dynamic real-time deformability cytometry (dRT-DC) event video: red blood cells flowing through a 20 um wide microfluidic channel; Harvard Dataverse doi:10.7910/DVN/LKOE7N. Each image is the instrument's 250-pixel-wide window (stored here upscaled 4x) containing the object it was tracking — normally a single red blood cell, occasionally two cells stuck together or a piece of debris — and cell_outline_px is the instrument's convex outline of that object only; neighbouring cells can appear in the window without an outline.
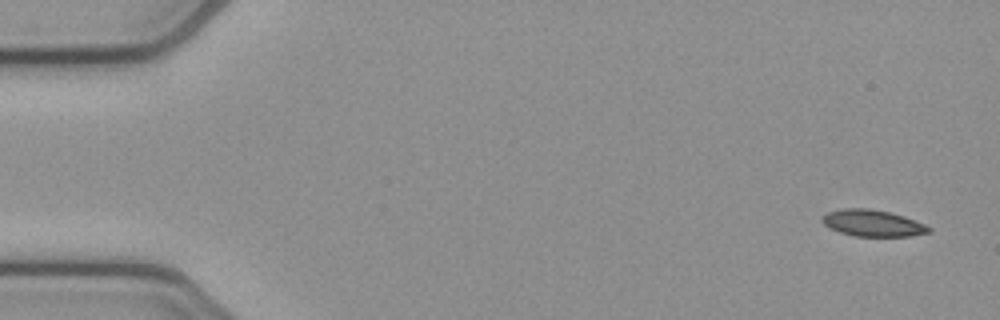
{"species": "common noctule bat (a hibernating species)", "species_latin": "Nyctalus noctula", "temperature_condition": "cold", "stored_images_in_passage": 4, "camera_frame_rate_fps": 3000, "um_per_image_px": 0.085, "animal": {"sex": "female", "body_mass_g": 21.9}, "frame": {"image": 1, "passage_image": 1, "time_ms": 0.0, "image_size_px": [1000, 320], "cell_outline_px": [[932, 232], [908, 236], [856, 236], [840, 232], [828, 228], [820, 220], [820, 216], [828, 212], [840, 208], [868, 208], [888, 212], [904, 216], [924, 224], [932, 228]], "centroid_in_image_um": [74.14, 18.96], "position_along_channel_um": 10.9, "area_um2": 16.59}}
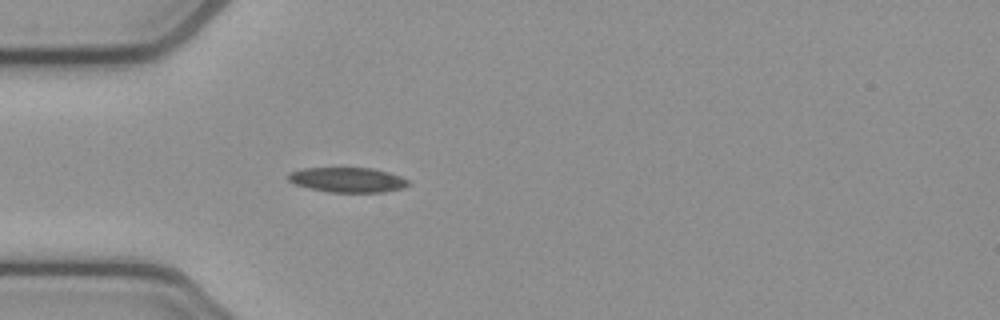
{"frame": {"image": 2, "passage_image": 4, "time_ms": 1.0, "image_size_px": [1000, 320], "cell_outline_px": [[408, 184], [404, 188], [384, 192], [328, 192], [296, 184], [288, 180], [288, 172], [304, 168], [372, 168], [388, 172], [400, 176], [408, 180]], "centroid_in_image_um": [29.55, 15.28], "position_along_channel_um": 55.4, "area_um2": 17.28}}